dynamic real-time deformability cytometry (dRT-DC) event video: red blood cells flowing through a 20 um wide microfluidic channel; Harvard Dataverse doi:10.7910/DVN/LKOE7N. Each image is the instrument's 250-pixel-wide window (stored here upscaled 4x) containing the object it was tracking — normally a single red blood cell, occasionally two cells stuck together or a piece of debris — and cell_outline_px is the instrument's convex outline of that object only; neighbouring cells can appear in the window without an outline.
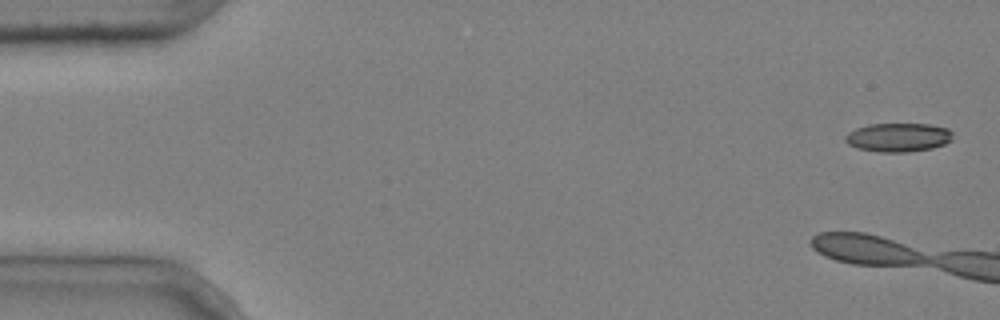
{"species": "common noctule bat (a hibernating species)", "species_latin": "Nyctalus noctula", "temperature_condition": "cold", "stored_images_in_passage": 7, "camera_frame_rate_fps": 3000, "um_per_image_px": 0.085, "animal": {"sex": "male", "body_mass_g": 20.4}, "frame": {"image": 1, "passage_image": 1, "time_ms": 0.0, "image_size_px": [1000, 320], "cell_outline_px": [[952, 140], [944, 144], [932, 148], [908, 152], [876, 152], [856, 148], [848, 144], [844, 140], [844, 136], [848, 132], [856, 128], [868, 124], [928, 124], [948, 128], [952, 132]], "centroid_in_image_um": [76.32, 11.68], "position_along_channel_um": 8.7, "area_um2": 18.21}}